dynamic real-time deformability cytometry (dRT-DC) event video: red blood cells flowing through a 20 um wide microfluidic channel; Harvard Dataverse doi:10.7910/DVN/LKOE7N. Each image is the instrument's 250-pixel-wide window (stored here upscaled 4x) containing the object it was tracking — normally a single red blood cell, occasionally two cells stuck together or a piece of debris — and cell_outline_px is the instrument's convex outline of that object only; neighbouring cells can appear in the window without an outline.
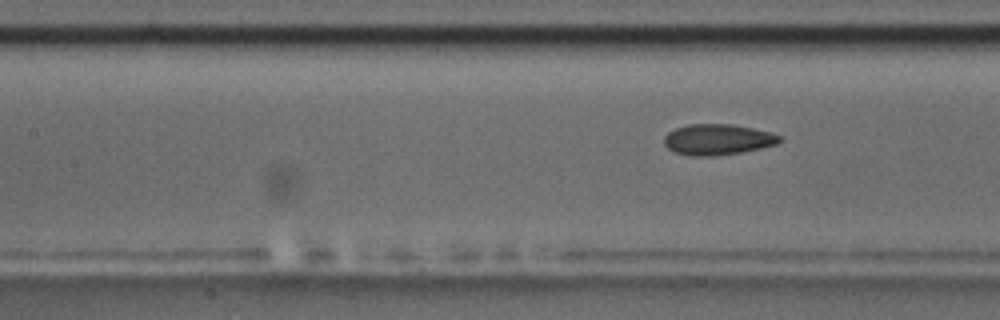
{"species": "common noctule bat (a hibernating species)", "species_latin": "Nyctalus noctula", "temperature_condition": "room temperature", "stored_images_in_passage": 14, "camera_frame_rate_fps": 3000, "um_per_image_px": 0.085, "animal": {"sex": "male", "body_mass_g": 17.5, "forearm_length_mm": 52.3}, "frame": {"image": 1, "passage_image": 5, "time_ms": 1.333, "image_size_px": [1000, 320], "cell_outline_px": [[780, 140], [776, 144], [760, 148], [740, 152], [716, 156], [688, 156], [672, 152], [664, 144], [664, 136], [668, 132], [676, 128], [688, 124], [732, 124], [752, 128], [768, 132], [780, 136]], "centroid_in_image_um": [60.93, 11.87], "position_along_channel_um": 146.5, "area_um2": 20.69}}